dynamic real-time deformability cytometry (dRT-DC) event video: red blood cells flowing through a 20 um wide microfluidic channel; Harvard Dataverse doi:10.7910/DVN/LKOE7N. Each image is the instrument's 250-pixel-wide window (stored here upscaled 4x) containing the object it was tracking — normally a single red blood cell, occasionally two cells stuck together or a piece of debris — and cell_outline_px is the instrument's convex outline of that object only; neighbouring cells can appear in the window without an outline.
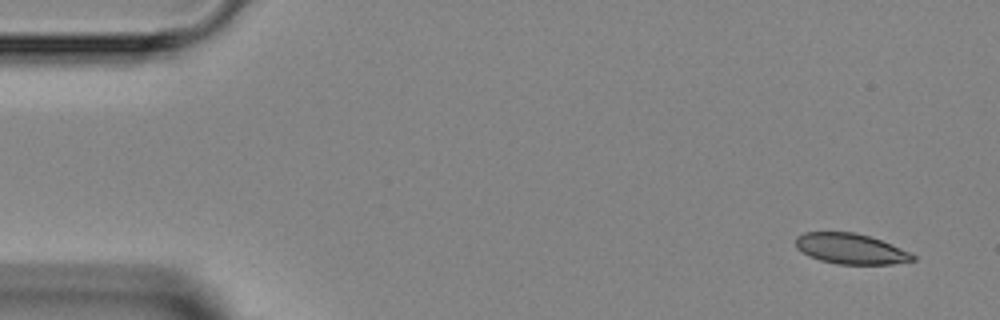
{"species": "Egyptian fruit bat (a non-hibernating species)", "species_latin": "Rousettus aegyptiacus", "temperature_condition": "room temperature", "stored_images_in_passage": 3, "camera_frame_rate_fps": 3000, "um_per_image_px": 0.085, "animal": {"sex": "female"}, "frame": {"image": 1, "passage_image": 1, "time_ms": 0.0, "image_size_px": [1000, 320], "cell_outline_px": [[916, 260], [892, 264], [836, 264], [820, 260], [808, 256], [796, 248], [796, 236], [804, 232], [852, 232], [868, 236], [880, 240], [912, 252], [916, 256]], "centroid_in_image_um": [72.31, 21.15], "position_along_channel_um": 12.7, "area_um2": 20.87}}
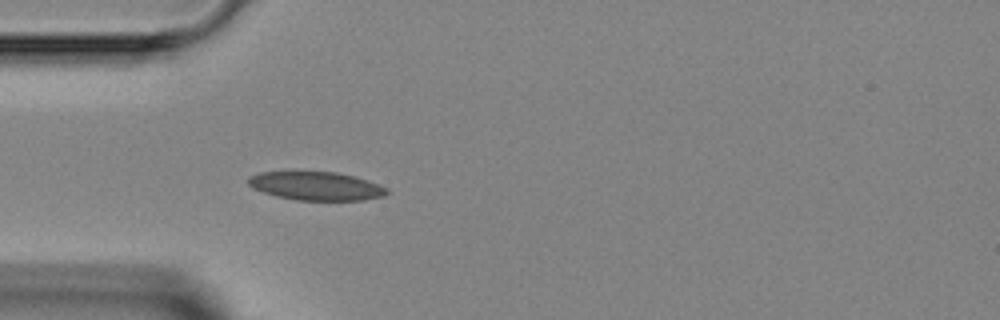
{"frame": {"image": 2, "passage_image": 3, "time_ms": 3.667, "image_size_px": [1000, 320], "cell_outline_px": [[388, 192], [384, 196], [364, 200], [296, 200], [276, 196], [252, 188], [248, 184], [248, 176], [260, 172], [336, 172], [352, 176], [388, 188]], "centroid_in_image_um": [26.83, 15.82], "position_along_channel_um": 58.2, "area_um2": 22.77}}